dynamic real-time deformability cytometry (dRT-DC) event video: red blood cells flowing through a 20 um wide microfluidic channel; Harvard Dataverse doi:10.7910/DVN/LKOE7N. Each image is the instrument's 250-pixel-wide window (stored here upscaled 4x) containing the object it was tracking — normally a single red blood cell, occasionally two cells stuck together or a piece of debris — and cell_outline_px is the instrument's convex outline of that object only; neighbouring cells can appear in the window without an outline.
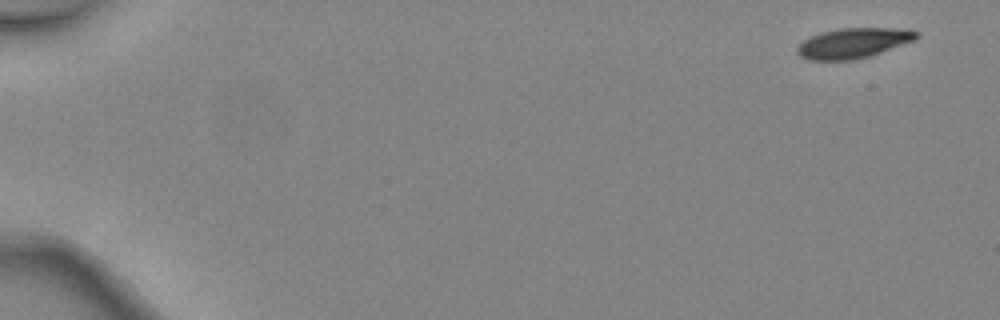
{"species": "common noctule bat (a hibernating species)", "species_latin": "Nyctalus noctula", "temperature_condition": "warm", "stored_images_in_passage": 6, "camera_frame_rate_fps": 3000, "um_per_image_px": 0.085, "animal": {"sex": "female", "body_mass_g": 24.6, "forearm_length_mm": 56.2}, "frame": {"image": 1, "passage_image": 1, "time_ms": 0.0, "image_size_px": [1000, 320], "cell_outline_px": [[920, 36], [916, 40], [856, 60], [808, 60], [800, 56], [796, 52], [796, 48], [804, 40], [820, 32], [840, 28], [908, 28], [920, 32]], "centroid_in_image_um": [72.57, 3.65], "position_along_channel_um": 12.4, "area_um2": 21.1}}
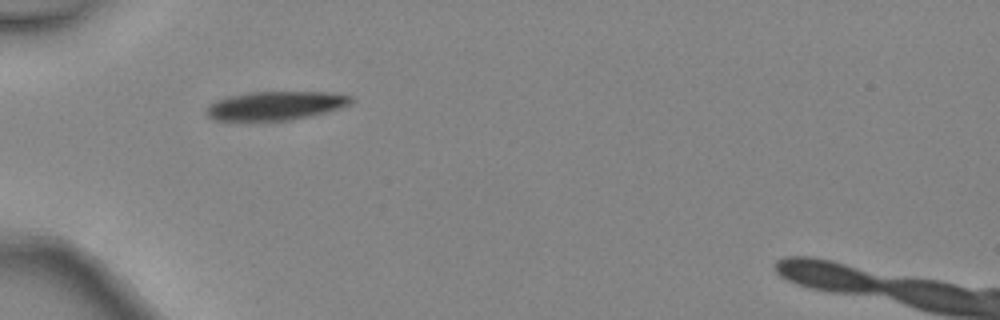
{"frame": {"image": 2, "passage_image": 5, "time_ms": 1.333, "image_size_px": [1000, 320], "cell_outline_px": [[352, 100], [348, 104], [340, 108], [328, 112], [312, 116], [288, 120], [212, 120], [204, 112], [208, 104], [232, 96], [256, 92], [328, 92], [352, 96]], "centroid_in_image_um": [23.43, 8.99], "position_along_channel_um": 61.6, "area_um2": 23.93}}
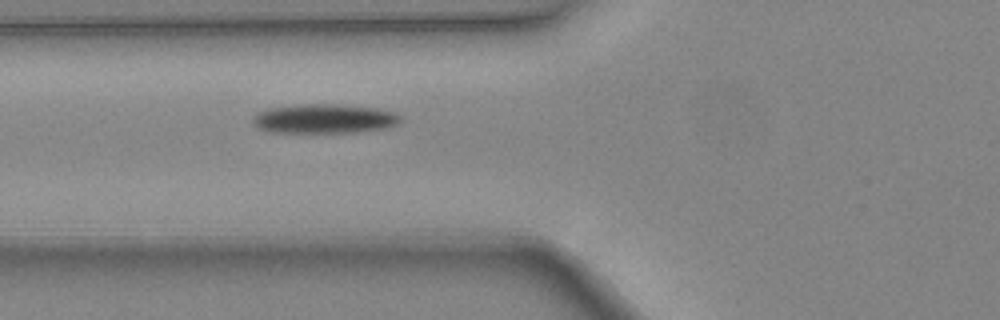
{"frame": {"image": 3, "passage_image": 6, "time_ms": 1.667, "image_size_px": [1000, 320], "cell_outline_px": [[400, 120], [396, 124], [384, 128], [356, 132], [272, 132], [260, 128], [252, 120], [252, 116], [256, 112], [268, 108], [300, 104], [336, 104], [380, 108], [396, 112], [400, 116]], "centroid_in_image_um": [27.56, 10.07], "position_along_channel_um": 98.2, "area_um2": 25.2}}